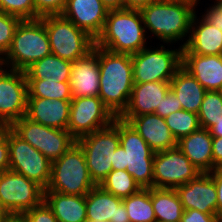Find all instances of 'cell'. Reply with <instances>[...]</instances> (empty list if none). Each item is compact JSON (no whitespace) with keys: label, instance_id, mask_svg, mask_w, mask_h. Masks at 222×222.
Listing matches in <instances>:
<instances>
[{"label":"cell","instance_id":"cell-1","mask_svg":"<svg viewBox=\"0 0 222 222\" xmlns=\"http://www.w3.org/2000/svg\"><path fill=\"white\" fill-rule=\"evenodd\" d=\"M100 71L99 97L119 117L127 108L134 86L132 58L98 47Z\"/></svg>","mask_w":222,"mask_h":222},{"label":"cell","instance_id":"cell-2","mask_svg":"<svg viewBox=\"0 0 222 222\" xmlns=\"http://www.w3.org/2000/svg\"><path fill=\"white\" fill-rule=\"evenodd\" d=\"M143 25V17L138 10H109L103 30L95 40V46L115 53L133 55L147 47V31Z\"/></svg>","mask_w":222,"mask_h":222},{"label":"cell","instance_id":"cell-3","mask_svg":"<svg viewBox=\"0 0 222 222\" xmlns=\"http://www.w3.org/2000/svg\"><path fill=\"white\" fill-rule=\"evenodd\" d=\"M119 138L113 170H126L141 188H152L155 152L128 122L120 118Z\"/></svg>","mask_w":222,"mask_h":222},{"label":"cell","instance_id":"cell-4","mask_svg":"<svg viewBox=\"0 0 222 222\" xmlns=\"http://www.w3.org/2000/svg\"><path fill=\"white\" fill-rule=\"evenodd\" d=\"M196 6L154 1L140 11L145 31L150 30L164 44L184 41L186 36L189 38Z\"/></svg>","mask_w":222,"mask_h":222},{"label":"cell","instance_id":"cell-5","mask_svg":"<svg viewBox=\"0 0 222 222\" xmlns=\"http://www.w3.org/2000/svg\"><path fill=\"white\" fill-rule=\"evenodd\" d=\"M50 54L49 38L44 22L41 19L22 20L2 60L6 68L25 71L34 62Z\"/></svg>","mask_w":222,"mask_h":222},{"label":"cell","instance_id":"cell-6","mask_svg":"<svg viewBox=\"0 0 222 222\" xmlns=\"http://www.w3.org/2000/svg\"><path fill=\"white\" fill-rule=\"evenodd\" d=\"M95 186L88 171L85 154L75 143L52 162L51 179L45 191L84 196Z\"/></svg>","mask_w":222,"mask_h":222},{"label":"cell","instance_id":"cell-7","mask_svg":"<svg viewBox=\"0 0 222 222\" xmlns=\"http://www.w3.org/2000/svg\"><path fill=\"white\" fill-rule=\"evenodd\" d=\"M76 143L82 148L91 179L99 185L113 170V158L120 145L119 117L107 127L85 135Z\"/></svg>","mask_w":222,"mask_h":222},{"label":"cell","instance_id":"cell-8","mask_svg":"<svg viewBox=\"0 0 222 222\" xmlns=\"http://www.w3.org/2000/svg\"><path fill=\"white\" fill-rule=\"evenodd\" d=\"M40 19L46 27L51 54L74 62L93 49L95 40L62 15H47Z\"/></svg>","mask_w":222,"mask_h":222},{"label":"cell","instance_id":"cell-9","mask_svg":"<svg viewBox=\"0 0 222 222\" xmlns=\"http://www.w3.org/2000/svg\"><path fill=\"white\" fill-rule=\"evenodd\" d=\"M134 83L170 82L182 67V48L145 47L131 55Z\"/></svg>","mask_w":222,"mask_h":222},{"label":"cell","instance_id":"cell-10","mask_svg":"<svg viewBox=\"0 0 222 222\" xmlns=\"http://www.w3.org/2000/svg\"><path fill=\"white\" fill-rule=\"evenodd\" d=\"M10 128L51 162L59 159L76 140L68 130L50 128L23 116Z\"/></svg>","mask_w":222,"mask_h":222},{"label":"cell","instance_id":"cell-11","mask_svg":"<svg viewBox=\"0 0 222 222\" xmlns=\"http://www.w3.org/2000/svg\"><path fill=\"white\" fill-rule=\"evenodd\" d=\"M9 170L19 173L46 189L51 179L52 162L7 127Z\"/></svg>","mask_w":222,"mask_h":222},{"label":"cell","instance_id":"cell-12","mask_svg":"<svg viewBox=\"0 0 222 222\" xmlns=\"http://www.w3.org/2000/svg\"><path fill=\"white\" fill-rule=\"evenodd\" d=\"M45 189L11 170L0 173V204L9 213L21 215L44 201Z\"/></svg>","mask_w":222,"mask_h":222},{"label":"cell","instance_id":"cell-13","mask_svg":"<svg viewBox=\"0 0 222 222\" xmlns=\"http://www.w3.org/2000/svg\"><path fill=\"white\" fill-rule=\"evenodd\" d=\"M28 83L25 71L0 70V127H10L26 115Z\"/></svg>","mask_w":222,"mask_h":222},{"label":"cell","instance_id":"cell-14","mask_svg":"<svg viewBox=\"0 0 222 222\" xmlns=\"http://www.w3.org/2000/svg\"><path fill=\"white\" fill-rule=\"evenodd\" d=\"M115 118L99 96L72 98L67 130L78 140L109 126Z\"/></svg>","mask_w":222,"mask_h":222},{"label":"cell","instance_id":"cell-15","mask_svg":"<svg viewBox=\"0 0 222 222\" xmlns=\"http://www.w3.org/2000/svg\"><path fill=\"white\" fill-rule=\"evenodd\" d=\"M200 173L177 146L155 152L153 188L176 189L195 179Z\"/></svg>","mask_w":222,"mask_h":222},{"label":"cell","instance_id":"cell-16","mask_svg":"<svg viewBox=\"0 0 222 222\" xmlns=\"http://www.w3.org/2000/svg\"><path fill=\"white\" fill-rule=\"evenodd\" d=\"M184 210L217 214V189L211 173H200L195 179L177 187Z\"/></svg>","mask_w":222,"mask_h":222},{"label":"cell","instance_id":"cell-17","mask_svg":"<svg viewBox=\"0 0 222 222\" xmlns=\"http://www.w3.org/2000/svg\"><path fill=\"white\" fill-rule=\"evenodd\" d=\"M108 11L101 0H67L61 15L96 40L103 30Z\"/></svg>","mask_w":222,"mask_h":222},{"label":"cell","instance_id":"cell-18","mask_svg":"<svg viewBox=\"0 0 222 222\" xmlns=\"http://www.w3.org/2000/svg\"><path fill=\"white\" fill-rule=\"evenodd\" d=\"M99 88L98 46L94 45L84 57L72 62L70 91L72 98L99 96Z\"/></svg>","mask_w":222,"mask_h":222},{"label":"cell","instance_id":"cell-19","mask_svg":"<svg viewBox=\"0 0 222 222\" xmlns=\"http://www.w3.org/2000/svg\"><path fill=\"white\" fill-rule=\"evenodd\" d=\"M119 118L128 122L154 152L177 146V141L170 132L165 119L155 113Z\"/></svg>","mask_w":222,"mask_h":222},{"label":"cell","instance_id":"cell-20","mask_svg":"<svg viewBox=\"0 0 222 222\" xmlns=\"http://www.w3.org/2000/svg\"><path fill=\"white\" fill-rule=\"evenodd\" d=\"M201 17V20L197 19L195 12L189 38L180 46L182 54L222 55V31Z\"/></svg>","mask_w":222,"mask_h":222},{"label":"cell","instance_id":"cell-21","mask_svg":"<svg viewBox=\"0 0 222 222\" xmlns=\"http://www.w3.org/2000/svg\"><path fill=\"white\" fill-rule=\"evenodd\" d=\"M71 100L27 97L26 117L50 128L67 130Z\"/></svg>","mask_w":222,"mask_h":222},{"label":"cell","instance_id":"cell-22","mask_svg":"<svg viewBox=\"0 0 222 222\" xmlns=\"http://www.w3.org/2000/svg\"><path fill=\"white\" fill-rule=\"evenodd\" d=\"M86 214L89 221L130 222L122 198L99 185L86 194Z\"/></svg>","mask_w":222,"mask_h":222},{"label":"cell","instance_id":"cell-23","mask_svg":"<svg viewBox=\"0 0 222 222\" xmlns=\"http://www.w3.org/2000/svg\"><path fill=\"white\" fill-rule=\"evenodd\" d=\"M182 67L206 91H222V55L182 54Z\"/></svg>","mask_w":222,"mask_h":222},{"label":"cell","instance_id":"cell-24","mask_svg":"<svg viewBox=\"0 0 222 222\" xmlns=\"http://www.w3.org/2000/svg\"><path fill=\"white\" fill-rule=\"evenodd\" d=\"M169 89L170 82L134 83L128 106L119 117L155 113Z\"/></svg>","mask_w":222,"mask_h":222},{"label":"cell","instance_id":"cell-25","mask_svg":"<svg viewBox=\"0 0 222 222\" xmlns=\"http://www.w3.org/2000/svg\"><path fill=\"white\" fill-rule=\"evenodd\" d=\"M212 140L209 130L200 127L180 138L177 147L201 173H209L213 171Z\"/></svg>","mask_w":222,"mask_h":222},{"label":"cell","instance_id":"cell-26","mask_svg":"<svg viewBox=\"0 0 222 222\" xmlns=\"http://www.w3.org/2000/svg\"><path fill=\"white\" fill-rule=\"evenodd\" d=\"M44 201L58 222H85L86 195H66L55 191H44Z\"/></svg>","mask_w":222,"mask_h":222},{"label":"cell","instance_id":"cell-27","mask_svg":"<svg viewBox=\"0 0 222 222\" xmlns=\"http://www.w3.org/2000/svg\"><path fill=\"white\" fill-rule=\"evenodd\" d=\"M170 89L180 100L182 109L198 114L206 89L181 67L170 81Z\"/></svg>","mask_w":222,"mask_h":222},{"label":"cell","instance_id":"cell-28","mask_svg":"<svg viewBox=\"0 0 222 222\" xmlns=\"http://www.w3.org/2000/svg\"><path fill=\"white\" fill-rule=\"evenodd\" d=\"M156 222H180L184 209L175 189L151 188Z\"/></svg>","mask_w":222,"mask_h":222},{"label":"cell","instance_id":"cell-29","mask_svg":"<svg viewBox=\"0 0 222 222\" xmlns=\"http://www.w3.org/2000/svg\"><path fill=\"white\" fill-rule=\"evenodd\" d=\"M72 62L54 54L47 55L34 62L25 70L27 79L52 78L60 82H70Z\"/></svg>","mask_w":222,"mask_h":222},{"label":"cell","instance_id":"cell-30","mask_svg":"<svg viewBox=\"0 0 222 222\" xmlns=\"http://www.w3.org/2000/svg\"><path fill=\"white\" fill-rule=\"evenodd\" d=\"M130 222H156L151 200V188H141L137 193L122 199Z\"/></svg>","mask_w":222,"mask_h":222},{"label":"cell","instance_id":"cell-31","mask_svg":"<svg viewBox=\"0 0 222 222\" xmlns=\"http://www.w3.org/2000/svg\"><path fill=\"white\" fill-rule=\"evenodd\" d=\"M28 97L49 98L51 100H72L70 82H60V80L27 79Z\"/></svg>","mask_w":222,"mask_h":222},{"label":"cell","instance_id":"cell-32","mask_svg":"<svg viewBox=\"0 0 222 222\" xmlns=\"http://www.w3.org/2000/svg\"><path fill=\"white\" fill-rule=\"evenodd\" d=\"M99 186L122 199L141 189V186L126 170H112Z\"/></svg>","mask_w":222,"mask_h":222},{"label":"cell","instance_id":"cell-33","mask_svg":"<svg viewBox=\"0 0 222 222\" xmlns=\"http://www.w3.org/2000/svg\"><path fill=\"white\" fill-rule=\"evenodd\" d=\"M222 117V92L206 91L198 111L201 128L209 130Z\"/></svg>","mask_w":222,"mask_h":222},{"label":"cell","instance_id":"cell-34","mask_svg":"<svg viewBox=\"0 0 222 222\" xmlns=\"http://www.w3.org/2000/svg\"><path fill=\"white\" fill-rule=\"evenodd\" d=\"M165 122L176 141L200 128L198 114L183 109L169 114Z\"/></svg>","mask_w":222,"mask_h":222},{"label":"cell","instance_id":"cell-35","mask_svg":"<svg viewBox=\"0 0 222 222\" xmlns=\"http://www.w3.org/2000/svg\"><path fill=\"white\" fill-rule=\"evenodd\" d=\"M0 12L17 16L22 20H36L33 0H0Z\"/></svg>","mask_w":222,"mask_h":222},{"label":"cell","instance_id":"cell-36","mask_svg":"<svg viewBox=\"0 0 222 222\" xmlns=\"http://www.w3.org/2000/svg\"><path fill=\"white\" fill-rule=\"evenodd\" d=\"M21 18L0 12V56L3 57L9 50L12 39Z\"/></svg>","mask_w":222,"mask_h":222},{"label":"cell","instance_id":"cell-37","mask_svg":"<svg viewBox=\"0 0 222 222\" xmlns=\"http://www.w3.org/2000/svg\"><path fill=\"white\" fill-rule=\"evenodd\" d=\"M21 215L25 222H58L57 218L54 216L52 210L45 201Z\"/></svg>","mask_w":222,"mask_h":222},{"label":"cell","instance_id":"cell-38","mask_svg":"<svg viewBox=\"0 0 222 222\" xmlns=\"http://www.w3.org/2000/svg\"><path fill=\"white\" fill-rule=\"evenodd\" d=\"M36 9V19L47 15H61L67 0H33Z\"/></svg>","mask_w":222,"mask_h":222},{"label":"cell","instance_id":"cell-39","mask_svg":"<svg viewBox=\"0 0 222 222\" xmlns=\"http://www.w3.org/2000/svg\"><path fill=\"white\" fill-rule=\"evenodd\" d=\"M160 108H157L155 114L162 118H166L169 114L182 110L180 100L176 97L174 92L169 89L164 97H162Z\"/></svg>","mask_w":222,"mask_h":222},{"label":"cell","instance_id":"cell-40","mask_svg":"<svg viewBox=\"0 0 222 222\" xmlns=\"http://www.w3.org/2000/svg\"><path fill=\"white\" fill-rule=\"evenodd\" d=\"M180 222H221V217L217 214H207L199 210H184Z\"/></svg>","mask_w":222,"mask_h":222},{"label":"cell","instance_id":"cell-41","mask_svg":"<svg viewBox=\"0 0 222 222\" xmlns=\"http://www.w3.org/2000/svg\"><path fill=\"white\" fill-rule=\"evenodd\" d=\"M9 143L7 140V127L0 129V173L9 170Z\"/></svg>","mask_w":222,"mask_h":222},{"label":"cell","instance_id":"cell-42","mask_svg":"<svg viewBox=\"0 0 222 222\" xmlns=\"http://www.w3.org/2000/svg\"><path fill=\"white\" fill-rule=\"evenodd\" d=\"M209 23L222 31V7L216 2L202 15Z\"/></svg>","mask_w":222,"mask_h":222},{"label":"cell","instance_id":"cell-43","mask_svg":"<svg viewBox=\"0 0 222 222\" xmlns=\"http://www.w3.org/2000/svg\"><path fill=\"white\" fill-rule=\"evenodd\" d=\"M217 189V215L222 216V167H217L210 172Z\"/></svg>","mask_w":222,"mask_h":222},{"label":"cell","instance_id":"cell-44","mask_svg":"<svg viewBox=\"0 0 222 222\" xmlns=\"http://www.w3.org/2000/svg\"><path fill=\"white\" fill-rule=\"evenodd\" d=\"M213 170L217 167H222V137H213Z\"/></svg>","mask_w":222,"mask_h":222},{"label":"cell","instance_id":"cell-45","mask_svg":"<svg viewBox=\"0 0 222 222\" xmlns=\"http://www.w3.org/2000/svg\"><path fill=\"white\" fill-rule=\"evenodd\" d=\"M154 1L157 0H123V9L141 11Z\"/></svg>","mask_w":222,"mask_h":222},{"label":"cell","instance_id":"cell-46","mask_svg":"<svg viewBox=\"0 0 222 222\" xmlns=\"http://www.w3.org/2000/svg\"><path fill=\"white\" fill-rule=\"evenodd\" d=\"M212 137H222V117L216 121V124L209 129Z\"/></svg>","mask_w":222,"mask_h":222},{"label":"cell","instance_id":"cell-47","mask_svg":"<svg viewBox=\"0 0 222 222\" xmlns=\"http://www.w3.org/2000/svg\"><path fill=\"white\" fill-rule=\"evenodd\" d=\"M109 10L123 9V0H101Z\"/></svg>","mask_w":222,"mask_h":222},{"label":"cell","instance_id":"cell-48","mask_svg":"<svg viewBox=\"0 0 222 222\" xmlns=\"http://www.w3.org/2000/svg\"><path fill=\"white\" fill-rule=\"evenodd\" d=\"M157 1L173 3V4L197 5L199 4L200 0H157Z\"/></svg>","mask_w":222,"mask_h":222},{"label":"cell","instance_id":"cell-49","mask_svg":"<svg viewBox=\"0 0 222 222\" xmlns=\"http://www.w3.org/2000/svg\"><path fill=\"white\" fill-rule=\"evenodd\" d=\"M3 222H25V220L22 215L9 214Z\"/></svg>","mask_w":222,"mask_h":222},{"label":"cell","instance_id":"cell-50","mask_svg":"<svg viewBox=\"0 0 222 222\" xmlns=\"http://www.w3.org/2000/svg\"><path fill=\"white\" fill-rule=\"evenodd\" d=\"M8 216L9 213L0 204V222H3Z\"/></svg>","mask_w":222,"mask_h":222},{"label":"cell","instance_id":"cell-51","mask_svg":"<svg viewBox=\"0 0 222 222\" xmlns=\"http://www.w3.org/2000/svg\"><path fill=\"white\" fill-rule=\"evenodd\" d=\"M4 67L2 57L0 56V70Z\"/></svg>","mask_w":222,"mask_h":222},{"label":"cell","instance_id":"cell-52","mask_svg":"<svg viewBox=\"0 0 222 222\" xmlns=\"http://www.w3.org/2000/svg\"><path fill=\"white\" fill-rule=\"evenodd\" d=\"M85 222H106V221H98V220H96V221H89V220H86Z\"/></svg>","mask_w":222,"mask_h":222},{"label":"cell","instance_id":"cell-53","mask_svg":"<svg viewBox=\"0 0 222 222\" xmlns=\"http://www.w3.org/2000/svg\"><path fill=\"white\" fill-rule=\"evenodd\" d=\"M217 3L222 7V0H219Z\"/></svg>","mask_w":222,"mask_h":222}]
</instances>
